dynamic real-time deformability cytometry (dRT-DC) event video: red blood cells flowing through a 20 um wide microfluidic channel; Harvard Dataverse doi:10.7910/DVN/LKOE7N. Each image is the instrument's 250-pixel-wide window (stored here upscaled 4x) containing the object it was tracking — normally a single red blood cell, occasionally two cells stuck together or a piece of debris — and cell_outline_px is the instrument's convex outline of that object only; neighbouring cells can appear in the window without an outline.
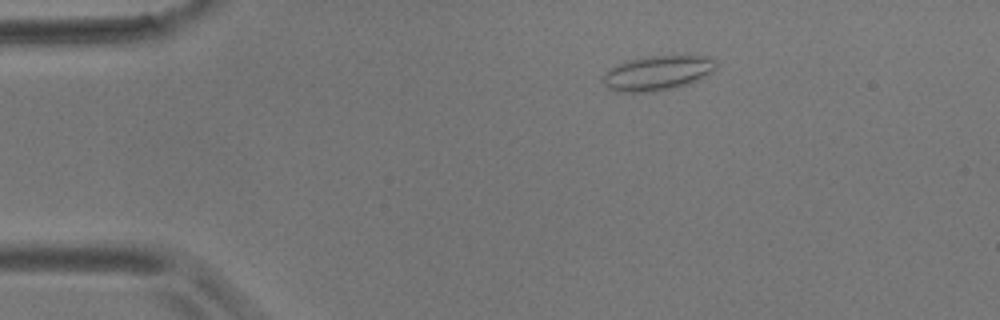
{"species": "common noctule bat (a hibernating species)", "species_latin": "Nyctalus noctula", "temperature_condition": "room temperature", "stored_images_in_passage": 6, "camera_frame_rate_fps": 3000, "um_per_image_px": 0.085, "animal": {"sex": "male", "body_mass_g": 17.9}, "frame": {"image": 1, "passage_image": 3, "time_ms": 2.333, "image_size_px": [1000, 320], "cell_outline_px": [[716, 68], [704, 76], [688, 84], [656, 92], [616, 92], [604, 84], [604, 72], [608, 68], [628, 60], [644, 56], [708, 56], [716, 60]], "centroid_in_image_um": [55.86, 6.2], "position_along_channel_um": 29.1, "area_um2": 22.83}}
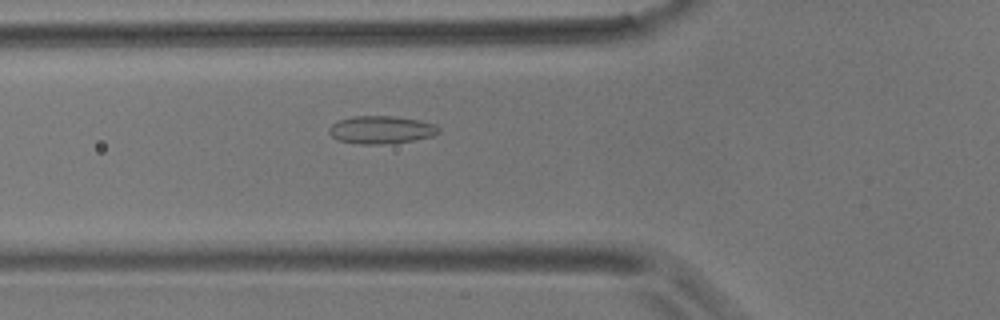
{"frame": {"image": 2, "passage_image": 6, "time_ms": 5.667, "image_size_px": [1000, 320], "cell_outline_px": [[440, 132], [432, 136], [412, 140], [384, 144], [360, 144], [336, 140], [328, 132], [328, 128], [332, 124], [340, 120], [352, 116], [392, 116], [420, 120], [436, 124], [440, 128]], "centroid_in_image_um": [32.39, 11.03], "position_along_channel_um": 93.4, "area_um2": 17.8}}